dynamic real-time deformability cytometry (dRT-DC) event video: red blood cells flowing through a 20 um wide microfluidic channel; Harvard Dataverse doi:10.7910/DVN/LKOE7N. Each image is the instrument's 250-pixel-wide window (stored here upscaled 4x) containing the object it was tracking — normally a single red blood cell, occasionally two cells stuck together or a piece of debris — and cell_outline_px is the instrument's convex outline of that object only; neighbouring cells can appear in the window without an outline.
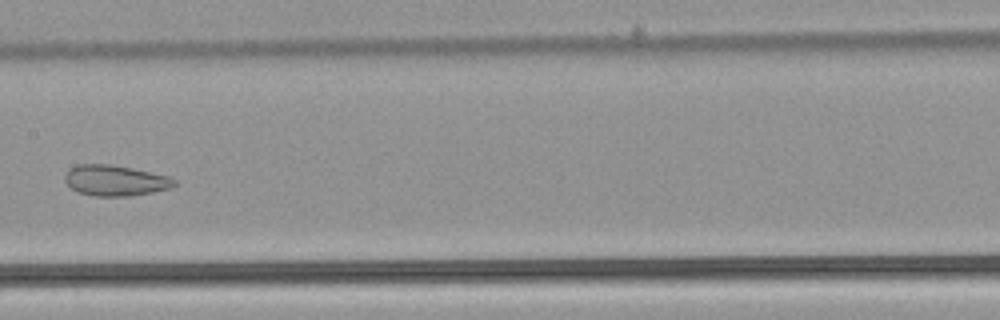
{"species": "common noctule bat (a hibernating species)", "species_latin": "Nyctalus noctula", "temperature_condition": "warm", "stored_images_in_passage": 7, "camera_frame_rate_fps": 3000, "um_per_image_px": 0.085, "animal": {"sex": "male", "body_mass_g": 21.5, "forearm_length_mm": 52.0}, "frame": {"image": 1, "passage_image": 7, "time_ms": 2.0, "image_size_px": [1000, 320], "cell_outline_px": [[176, 184], [172, 188], [152, 192], [128, 196], [96, 196], [76, 192], [64, 180], [64, 176], [68, 168], [76, 164], [108, 164], [132, 168], [168, 176], [176, 180]], "centroid_in_image_um": [9.77, 15.34], "position_along_channel_um": 197.6, "area_um2": 19.65}}